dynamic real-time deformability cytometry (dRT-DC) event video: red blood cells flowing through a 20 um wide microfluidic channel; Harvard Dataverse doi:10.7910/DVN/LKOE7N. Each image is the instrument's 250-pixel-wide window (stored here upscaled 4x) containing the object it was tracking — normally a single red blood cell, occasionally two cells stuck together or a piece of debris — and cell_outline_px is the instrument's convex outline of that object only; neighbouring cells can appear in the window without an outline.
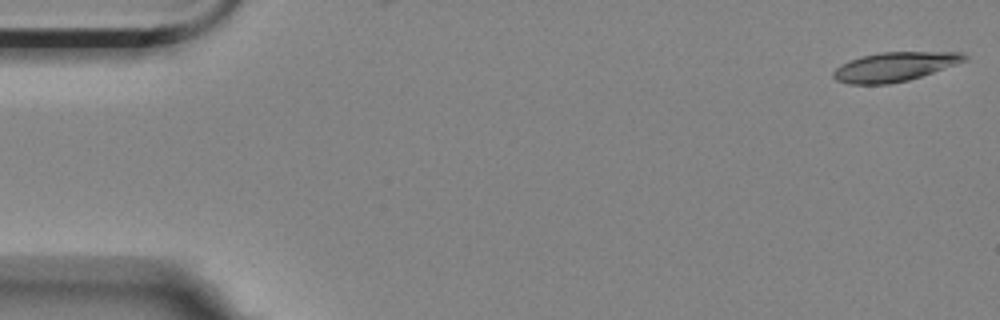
{"species": "Egyptian fruit bat (a non-hibernating species)", "species_latin": "Rousettus aegyptiacus", "temperature_condition": "room temperature", "stored_images_in_passage": 4, "camera_frame_rate_fps": 3000, "um_per_image_px": 0.085, "animal": {"sex": "female"}, "frame": {"image": 1, "passage_image": 1, "time_ms": 0.0, "image_size_px": [1000, 320], "cell_outline_px": [[968, 60], [908, 80], [888, 84], [848, 84], [836, 80], [832, 76], [832, 72], [840, 64], [848, 60], [880, 52], [964, 52], [968, 56]], "centroid_in_image_um": [76.02, 5.67], "position_along_channel_um": 9.0, "area_um2": 22.25}}